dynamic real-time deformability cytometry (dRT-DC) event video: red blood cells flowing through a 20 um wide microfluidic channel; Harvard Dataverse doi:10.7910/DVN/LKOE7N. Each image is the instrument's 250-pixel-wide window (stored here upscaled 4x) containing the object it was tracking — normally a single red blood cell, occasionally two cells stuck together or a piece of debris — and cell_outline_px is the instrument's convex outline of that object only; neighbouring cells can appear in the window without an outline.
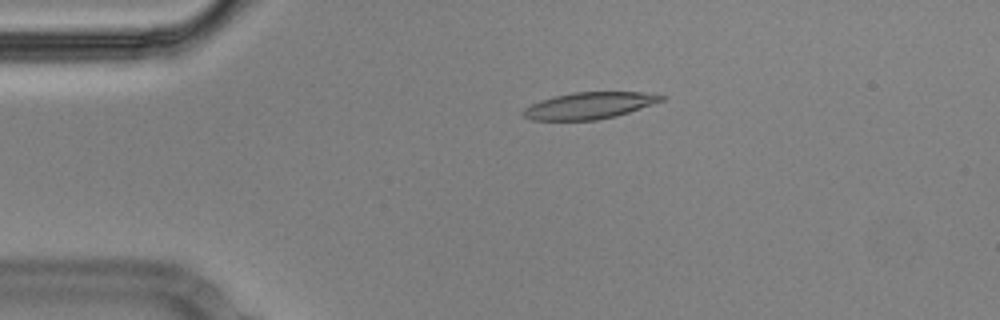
{"species": "Egyptian fruit bat (a non-hibernating species)", "species_latin": "Rousettus aegyptiacus", "temperature_condition": "cold", "stored_images_in_passage": 47, "camera_frame_rate_fps": 3000, "um_per_image_px": 0.085, "animal": {"sex": "male"}, "frame": {"image": 1, "passage_image": 3, "time_ms": 0.667, "image_size_px": [1000, 320], "cell_outline_px": [[668, 96], [664, 100], [616, 116], [596, 120], [532, 120], [524, 116], [520, 112], [524, 108], [540, 100], [552, 96], [572, 92], [640, 92]], "centroid_in_image_um": [50.06, 8.97], "position_along_channel_um": 34.9, "area_um2": 21.44}}
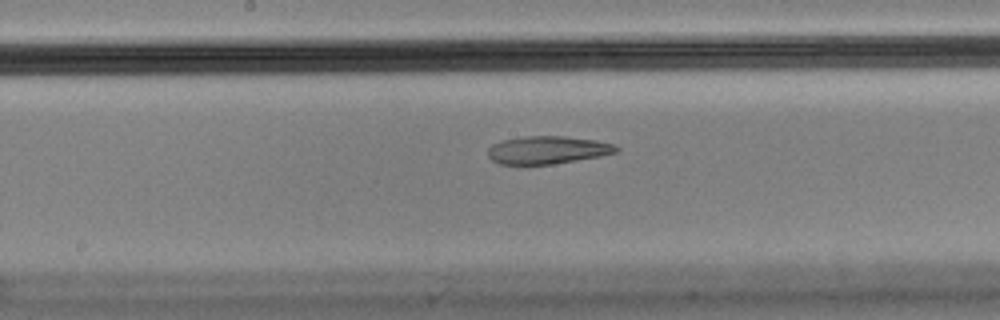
{"frame": {"image": 2, "passage_image": 20, "time_ms": 6.333, "image_size_px": [1000, 320], "cell_outline_px": [[620, 148], [616, 152], [600, 156], [552, 164], [500, 164], [492, 160], [488, 156], [488, 148], [492, 144], [500, 140], [524, 136], [564, 136], [596, 140], [616, 144]], "centroid_in_image_um": [46.53, 12.74], "position_along_channel_um": 201.7, "area_um2": 20.87}}
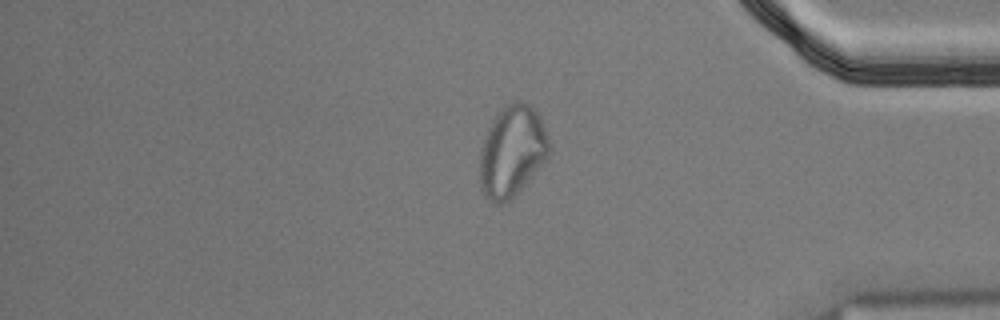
{"frame": {"image": 3, "passage_image": 38, "time_ms": 12.333, "image_size_px": [1000, 320], "cell_outline_px": [[548, 156], [532, 176], [508, 200], [500, 204], [496, 204], [488, 200], [480, 184], [480, 148], [488, 128], [492, 120], [504, 104], [512, 100], [520, 100], [528, 104], [540, 116], [548, 136]], "centroid_in_image_um": [43.5, 12.81], "position_along_channel_um": 391.7, "area_um2": 36.47}, "authors_computed_cell_mechanics": {"area_um2": 22.831, "velocity_mm_per_s": 3.5739, "shape_relaxation_time_tau1_ms": null, "shape_relaxation_time_tau2_ms": 1.939, "deformation_change_tau1": null, "deformation_change_tau2": 0.0912}}